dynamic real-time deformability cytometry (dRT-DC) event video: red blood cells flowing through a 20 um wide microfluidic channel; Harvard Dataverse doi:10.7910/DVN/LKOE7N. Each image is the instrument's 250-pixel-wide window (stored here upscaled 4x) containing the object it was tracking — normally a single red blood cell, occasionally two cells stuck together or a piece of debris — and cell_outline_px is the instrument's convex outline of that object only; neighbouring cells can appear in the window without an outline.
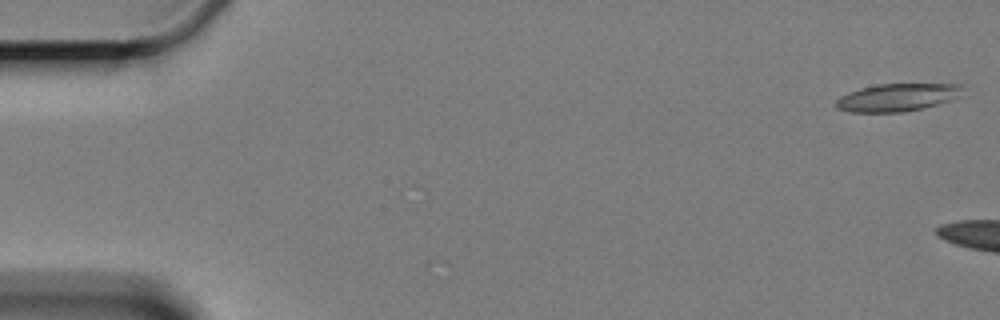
{"species": "Egyptian fruit bat (a non-hibernating species)", "species_latin": "Rousettus aegyptiacus", "temperature_condition": "cold", "stored_images_in_passage": 3, "camera_frame_rate_fps": 3000, "um_per_image_px": 0.085, "animal": {"sex": "female"}, "frame": {"image": 1, "passage_image": 1, "time_ms": 0.0, "image_size_px": [1000, 320], "cell_outline_px": [[960, 88], [956, 96], [952, 100], [904, 112], [852, 112], [836, 108], [836, 100], [840, 96], [848, 92], [860, 88], [876, 84], [960, 84]], "centroid_in_image_um": [76.17, 8.28], "position_along_channel_um": 8.8, "area_um2": 20.06}}